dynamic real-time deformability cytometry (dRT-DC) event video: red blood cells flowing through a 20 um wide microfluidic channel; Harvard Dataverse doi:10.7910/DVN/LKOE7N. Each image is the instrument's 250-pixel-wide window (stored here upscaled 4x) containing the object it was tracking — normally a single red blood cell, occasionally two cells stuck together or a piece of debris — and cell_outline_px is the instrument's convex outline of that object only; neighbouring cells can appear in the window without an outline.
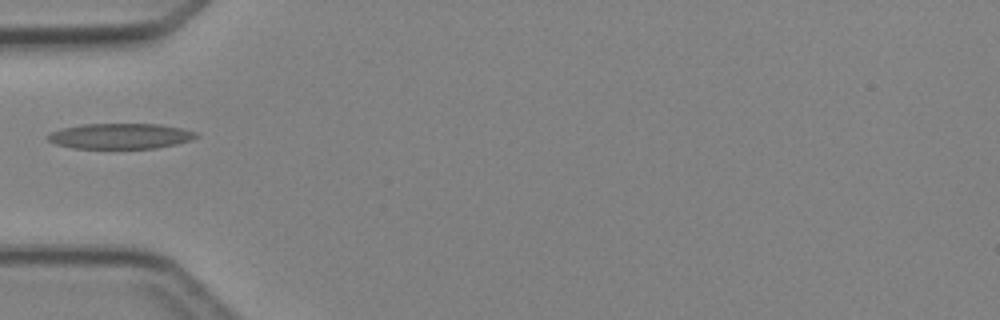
{"species": "Egyptian fruit bat (a non-hibernating species)", "species_latin": "Rousettus aegyptiacus", "temperature_condition": "cold", "stored_images_in_passage": 1, "camera_frame_rate_fps": 3000, "um_per_image_px": 0.085, "animal": {"sex": "female"}, "frame": {"image": 1, "passage_image": 1, "time_ms": 0.0, "image_size_px": [1000, 320], "cell_outline_px": [[200, 136], [192, 140], [176, 144], [156, 148], [72, 148], [56, 144], [48, 140], [44, 136], [60, 128], [84, 124], [160, 124], [180, 128], [196, 132]], "centroid_in_image_um": [10.22, 11.56], "position_along_channel_um": 74.8, "area_um2": 22.08}}